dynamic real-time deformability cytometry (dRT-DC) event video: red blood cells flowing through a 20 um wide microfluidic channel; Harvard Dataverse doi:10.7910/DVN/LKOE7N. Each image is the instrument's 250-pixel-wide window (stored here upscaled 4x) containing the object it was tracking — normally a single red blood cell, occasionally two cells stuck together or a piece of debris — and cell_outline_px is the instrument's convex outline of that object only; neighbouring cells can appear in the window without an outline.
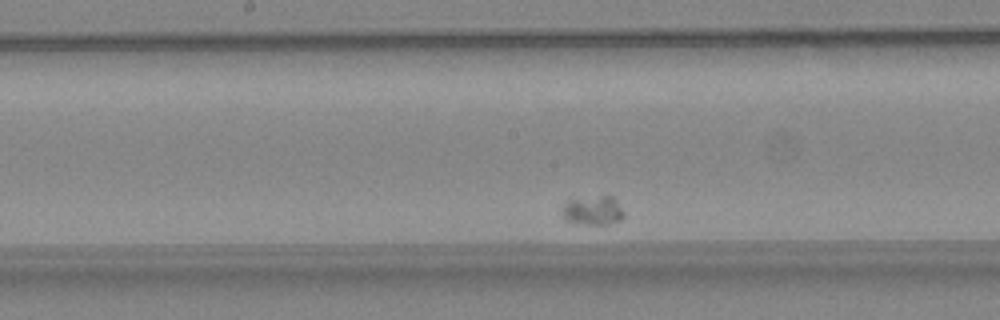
{"species": "common noctule bat (a hibernating species)", "species_latin": "Nyctalus noctula", "temperature_condition": "warm", "stored_images_in_passage": 29, "camera_frame_rate_fps": 3000, "um_per_image_px": 0.085, "animal": {"sex": "female", "body_mass_g": 24.6, "forearm_length_mm": 56.2}, "frame": {"image": 1, "passage_image": 14, "time_ms": 4.333, "image_size_px": [1000, 320], "cell_outline_px": [[624, 216], [620, 220], [608, 224], [576, 224], [564, 220], [560, 212], [560, 208], [568, 200], [600, 196], [612, 196], [616, 200], [624, 212]], "centroid_in_image_um": [50.35, 17.91], "position_along_channel_um": 197.9, "area_um2": 10.64}}
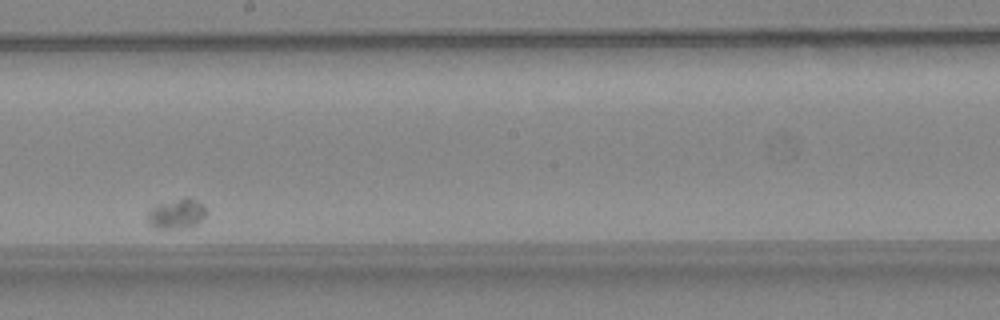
{"frame": {"image": 2, "passage_image": 17, "time_ms": 5.333, "image_size_px": [1000, 320], "cell_outline_px": [[204, 216], [196, 224], [180, 228], [156, 228], [148, 220], [148, 212], [156, 204], [184, 196], [196, 200], [204, 204]], "centroid_in_image_um": [15.01, 18.13], "position_along_channel_um": 233.2, "area_um2": 10.0}}